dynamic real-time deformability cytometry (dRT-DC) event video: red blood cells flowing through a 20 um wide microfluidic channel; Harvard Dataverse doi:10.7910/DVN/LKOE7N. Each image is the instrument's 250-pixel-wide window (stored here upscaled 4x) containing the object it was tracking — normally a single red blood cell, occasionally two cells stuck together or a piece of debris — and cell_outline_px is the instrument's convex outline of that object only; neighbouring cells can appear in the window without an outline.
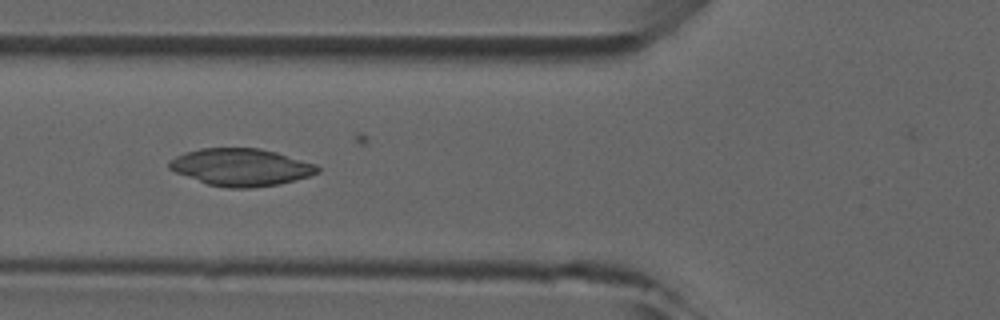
{"species": "common noctule bat (a hibernating species)", "species_latin": "Nyctalus noctula", "temperature_condition": "room temperature", "stored_images_in_passage": 9, "camera_frame_rate_fps": 3000, "um_per_image_px": 0.085, "animal": {"sex": "male", "forearm_length_mm": 52.5}, "frame": {"image": 1, "passage_image": 6, "time_ms": 5.667, "image_size_px": [1000, 320], "cell_outline_px": [[320, 172], [296, 180], [276, 184], [252, 188], [228, 188], [208, 184], [176, 172], [168, 168], [168, 160], [184, 152], [200, 148], [260, 148], [276, 152], [316, 164], [320, 168]], "centroid_in_image_um": [20.48, 14.2], "position_along_channel_um": 105.3, "area_um2": 32.19}}